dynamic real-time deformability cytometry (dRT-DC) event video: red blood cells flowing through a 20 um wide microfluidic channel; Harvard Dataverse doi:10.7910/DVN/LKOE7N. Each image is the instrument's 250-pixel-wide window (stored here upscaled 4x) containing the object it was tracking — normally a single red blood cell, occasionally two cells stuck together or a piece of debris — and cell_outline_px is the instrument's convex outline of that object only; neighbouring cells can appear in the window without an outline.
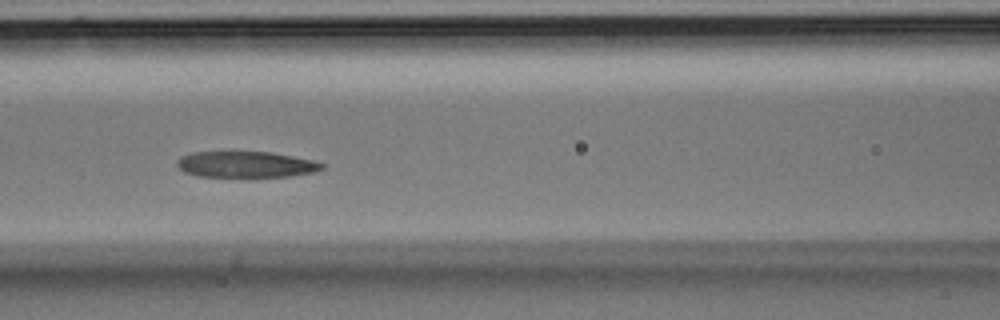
{"species": "Egyptian fruit bat (a non-hibernating species)", "species_latin": "Rousettus aegyptiacus", "temperature_condition": "room temperature", "stored_images_in_passage": 28, "camera_frame_rate_fps": 3000, "um_per_image_px": 0.085, "animal": {"sex": "male"}, "frame": {"image": 1, "passage_image": 8, "time_ms": 2.333, "image_size_px": [1000, 320], "cell_outline_px": [[324, 168], [312, 172], [292, 176], [200, 176], [184, 172], [176, 164], [176, 160], [180, 156], [192, 152], [272, 152], [312, 160], [324, 164]], "centroid_in_image_um": [20.87, 13.97], "position_along_channel_um": 145.7, "area_um2": 21.79}}
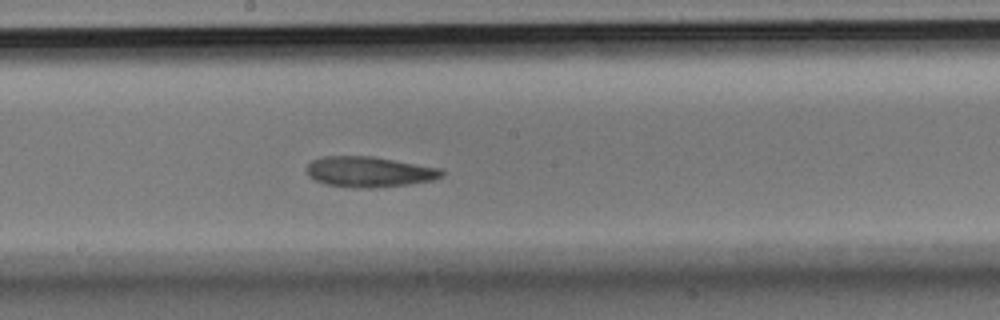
{"frame": {"image": 2, "passage_image": 12, "time_ms": 3.667, "image_size_px": [1000, 320], "cell_outline_px": [[444, 176], [432, 180], [408, 184], [376, 188], [360, 188], [324, 184], [308, 176], [308, 164], [312, 160], [324, 156], [372, 156], [444, 168]], "centroid_in_image_um": [31.44, 14.6], "position_along_channel_um": 216.8, "area_um2": 24.16}}
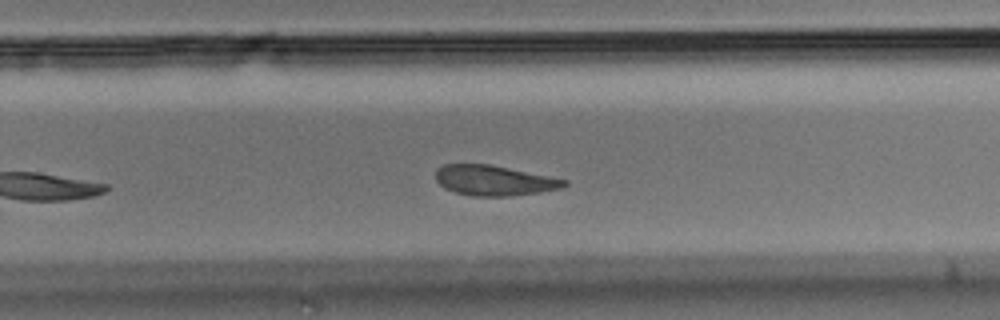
{"frame": {"image": 3, "passage_image": 16, "time_ms": 5.0, "image_size_px": [1000, 320], "cell_outline_px": [[568, 184], [564, 188], [540, 192], [508, 196], [472, 196], [456, 192], [444, 188], [436, 180], [436, 172], [444, 164], [492, 164], [568, 180]], "centroid_in_image_um": [42.04, 15.34], "position_along_channel_um": 287.8, "area_um2": 22.66}}